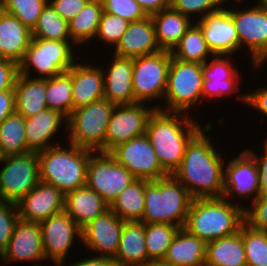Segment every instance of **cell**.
<instances>
[{
  "label": "cell",
  "mask_w": 267,
  "mask_h": 266,
  "mask_svg": "<svg viewBox=\"0 0 267 266\" xmlns=\"http://www.w3.org/2000/svg\"><path fill=\"white\" fill-rule=\"evenodd\" d=\"M211 129L208 122L189 141L179 168L172 174L193 198H222L224 194V159L206 135Z\"/></svg>",
  "instance_id": "6da1fadb"
},
{
  "label": "cell",
  "mask_w": 267,
  "mask_h": 266,
  "mask_svg": "<svg viewBox=\"0 0 267 266\" xmlns=\"http://www.w3.org/2000/svg\"><path fill=\"white\" fill-rule=\"evenodd\" d=\"M201 129V124L185 113L156 109L150 116L145 134L168 175L179 168L187 144Z\"/></svg>",
  "instance_id": "7a4b0ae2"
},
{
  "label": "cell",
  "mask_w": 267,
  "mask_h": 266,
  "mask_svg": "<svg viewBox=\"0 0 267 266\" xmlns=\"http://www.w3.org/2000/svg\"><path fill=\"white\" fill-rule=\"evenodd\" d=\"M242 204L225 198H194L183 229L204 240L228 237L236 234L245 222Z\"/></svg>",
  "instance_id": "3957f363"
},
{
  "label": "cell",
  "mask_w": 267,
  "mask_h": 266,
  "mask_svg": "<svg viewBox=\"0 0 267 266\" xmlns=\"http://www.w3.org/2000/svg\"><path fill=\"white\" fill-rule=\"evenodd\" d=\"M37 152L39 179L59 189L64 195L86 186L87 166L92 150L70 144Z\"/></svg>",
  "instance_id": "277c9868"
},
{
  "label": "cell",
  "mask_w": 267,
  "mask_h": 266,
  "mask_svg": "<svg viewBox=\"0 0 267 266\" xmlns=\"http://www.w3.org/2000/svg\"><path fill=\"white\" fill-rule=\"evenodd\" d=\"M190 192L173 176L145 180L143 223H167L183 228L193 201Z\"/></svg>",
  "instance_id": "5b68a950"
},
{
  "label": "cell",
  "mask_w": 267,
  "mask_h": 266,
  "mask_svg": "<svg viewBox=\"0 0 267 266\" xmlns=\"http://www.w3.org/2000/svg\"><path fill=\"white\" fill-rule=\"evenodd\" d=\"M115 104L106 98L74 109L67 117L65 128L69 144L94 152H105V135Z\"/></svg>",
  "instance_id": "8992f818"
},
{
  "label": "cell",
  "mask_w": 267,
  "mask_h": 266,
  "mask_svg": "<svg viewBox=\"0 0 267 266\" xmlns=\"http://www.w3.org/2000/svg\"><path fill=\"white\" fill-rule=\"evenodd\" d=\"M203 80V64L184 62L171 56L167 87L163 97L167 109L158 105L157 109L189 114V109L202 100Z\"/></svg>",
  "instance_id": "52a82bcc"
},
{
  "label": "cell",
  "mask_w": 267,
  "mask_h": 266,
  "mask_svg": "<svg viewBox=\"0 0 267 266\" xmlns=\"http://www.w3.org/2000/svg\"><path fill=\"white\" fill-rule=\"evenodd\" d=\"M72 46H75L73 41L32 38L19 63V74L30 77L31 68L37 71L38 78L43 79L66 73L76 62Z\"/></svg>",
  "instance_id": "ba28073f"
},
{
  "label": "cell",
  "mask_w": 267,
  "mask_h": 266,
  "mask_svg": "<svg viewBox=\"0 0 267 266\" xmlns=\"http://www.w3.org/2000/svg\"><path fill=\"white\" fill-rule=\"evenodd\" d=\"M171 52L161 50L157 53L133 58V94L138 103L158 100L164 97Z\"/></svg>",
  "instance_id": "9c48e42d"
},
{
  "label": "cell",
  "mask_w": 267,
  "mask_h": 266,
  "mask_svg": "<svg viewBox=\"0 0 267 266\" xmlns=\"http://www.w3.org/2000/svg\"><path fill=\"white\" fill-rule=\"evenodd\" d=\"M0 170V200L18 203L40 181L37 152L3 156Z\"/></svg>",
  "instance_id": "30bf717a"
},
{
  "label": "cell",
  "mask_w": 267,
  "mask_h": 266,
  "mask_svg": "<svg viewBox=\"0 0 267 266\" xmlns=\"http://www.w3.org/2000/svg\"><path fill=\"white\" fill-rule=\"evenodd\" d=\"M136 178L110 153L93 152L90 155L86 186L100 195L109 205L119 193Z\"/></svg>",
  "instance_id": "8fae6325"
},
{
  "label": "cell",
  "mask_w": 267,
  "mask_h": 266,
  "mask_svg": "<svg viewBox=\"0 0 267 266\" xmlns=\"http://www.w3.org/2000/svg\"><path fill=\"white\" fill-rule=\"evenodd\" d=\"M110 154L136 179L155 181L168 176L146 134L118 145Z\"/></svg>",
  "instance_id": "7c38bea8"
},
{
  "label": "cell",
  "mask_w": 267,
  "mask_h": 266,
  "mask_svg": "<svg viewBox=\"0 0 267 266\" xmlns=\"http://www.w3.org/2000/svg\"><path fill=\"white\" fill-rule=\"evenodd\" d=\"M146 104L115 105L105 135V153H110L118 145L145 134L148 120L157 109L156 105L150 108L145 107Z\"/></svg>",
  "instance_id": "4fadbf2b"
},
{
  "label": "cell",
  "mask_w": 267,
  "mask_h": 266,
  "mask_svg": "<svg viewBox=\"0 0 267 266\" xmlns=\"http://www.w3.org/2000/svg\"><path fill=\"white\" fill-rule=\"evenodd\" d=\"M227 10L237 31L239 50L247 45L255 68L267 54V9L257 4L247 10Z\"/></svg>",
  "instance_id": "5bb4252c"
},
{
  "label": "cell",
  "mask_w": 267,
  "mask_h": 266,
  "mask_svg": "<svg viewBox=\"0 0 267 266\" xmlns=\"http://www.w3.org/2000/svg\"><path fill=\"white\" fill-rule=\"evenodd\" d=\"M39 225L45 258L52 259L55 266H63L75 237L81 240V228L65 211L52 215Z\"/></svg>",
  "instance_id": "9a60e30c"
},
{
  "label": "cell",
  "mask_w": 267,
  "mask_h": 266,
  "mask_svg": "<svg viewBox=\"0 0 267 266\" xmlns=\"http://www.w3.org/2000/svg\"><path fill=\"white\" fill-rule=\"evenodd\" d=\"M235 195L240 197V200H247L252 197L251 203L259 197L258 166L246 150L239 153V156L232 158L224 169L223 198L226 200H230V197L235 199Z\"/></svg>",
  "instance_id": "2e32d148"
},
{
  "label": "cell",
  "mask_w": 267,
  "mask_h": 266,
  "mask_svg": "<svg viewBox=\"0 0 267 266\" xmlns=\"http://www.w3.org/2000/svg\"><path fill=\"white\" fill-rule=\"evenodd\" d=\"M124 221L110 209L97 216L81 229L82 244L97 256L112 257L117 254Z\"/></svg>",
  "instance_id": "e0dca14e"
},
{
  "label": "cell",
  "mask_w": 267,
  "mask_h": 266,
  "mask_svg": "<svg viewBox=\"0 0 267 266\" xmlns=\"http://www.w3.org/2000/svg\"><path fill=\"white\" fill-rule=\"evenodd\" d=\"M195 22L213 55H231L239 51V38L227 8L207 14Z\"/></svg>",
  "instance_id": "ac0fdd59"
},
{
  "label": "cell",
  "mask_w": 267,
  "mask_h": 266,
  "mask_svg": "<svg viewBox=\"0 0 267 266\" xmlns=\"http://www.w3.org/2000/svg\"><path fill=\"white\" fill-rule=\"evenodd\" d=\"M17 204L19 219L40 223L65 209V195L51 184H38Z\"/></svg>",
  "instance_id": "d6986e66"
},
{
  "label": "cell",
  "mask_w": 267,
  "mask_h": 266,
  "mask_svg": "<svg viewBox=\"0 0 267 266\" xmlns=\"http://www.w3.org/2000/svg\"><path fill=\"white\" fill-rule=\"evenodd\" d=\"M2 262L46 261L39 223L19 219L14 227L9 245L0 256Z\"/></svg>",
  "instance_id": "ffe728a7"
},
{
  "label": "cell",
  "mask_w": 267,
  "mask_h": 266,
  "mask_svg": "<svg viewBox=\"0 0 267 266\" xmlns=\"http://www.w3.org/2000/svg\"><path fill=\"white\" fill-rule=\"evenodd\" d=\"M229 58L232 60L230 55H213L210 62L206 61L203 64L202 98L204 100L230 95L240 90L237 87L240 73Z\"/></svg>",
  "instance_id": "44dd1931"
},
{
  "label": "cell",
  "mask_w": 267,
  "mask_h": 266,
  "mask_svg": "<svg viewBox=\"0 0 267 266\" xmlns=\"http://www.w3.org/2000/svg\"><path fill=\"white\" fill-rule=\"evenodd\" d=\"M112 58L108 70L101 68L104 77V98L115 105L138 103L133 94V58L114 54Z\"/></svg>",
  "instance_id": "7402d4cb"
},
{
  "label": "cell",
  "mask_w": 267,
  "mask_h": 266,
  "mask_svg": "<svg viewBox=\"0 0 267 266\" xmlns=\"http://www.w3.org/2000/svg\"><path fill=\"white\" fill-rule=\"evenodd\" d=\"M114 48L115 56L127 58L151 55L161 51L156 41L151 16L129 22L126 31Z\"/></svg>",
  "instance_id": "603a6c76"
},
{
  "label": "cell",
  "mask_w": 267,
  "mask_h": 266,
  "mask_svg": "<svg viewBox=\"0 0 267 266\" xmlns=\"http://www.w3.org/2000/svg\"><path fill=\"white\" fill-rule=\"evenodd\" d=\"M99 66L75 64L67 71L72 80L73 110L104 98V77Z\"/></svg>",
  "instance_id": "cb8c5ba5"
},
{
  "label": "cell",
  "mask_w": 267,
  "mask_h": 266,
  "mask_svg": "<svg viewBox=\"0 0 267 266\" xmlns=\"http://www.w3.org/2000/svg\"><path fill=\"white\" fill-rule=\"evenodd\" d=\"M64 121V125L67 124L65 115L57 110L48 108L38 112L36 115L25 118L27 147L32 152H39L56 146V144L51 143V140L59 131V128L62 127Z\"/></svg>",
  "instance_id": "d4e9b609"
},
{
  "label": "cell",
  "mask_w": 267,
  "mask_h": 266,
  "mask_svg": "<svg viewBox=\"0 0 267 266\" xmlns=\"http://www.w3.org/2000/svg\"><path fill=\"white\" fill-rule=\"evenodd\" d=\"M32 41V31L14 15L0 9V53L4 59L20 63Z\"/></svg>",
  "instance_id": "484cf974"
},
{
  "label": "cell",
  "mask_w": 267,
  "mask_h": 266,
  "mask_svg": "<svg viewBox=\"0 0 267 266\" xmlns=\"http://www.w3.org/2000/svg\"><path fill=\"white\" fill-rule=\"evenodd\" d=\"M109 209L110 205L87 186L77 188L65 195L64 211L81 229Z\"/></svg>",
  "instance_id": "4316f807"
},
{
  "label": "cell",
  "mask_w": 267,
  "mask_h": 266,
  "mask_svg": "<svg viewBox=\"0 0 267 266\" xmlns=\"http://www.w3.org/2000/svg\"><path fill=\"white\" fill-rule=\"evenodd\" d=\"M114 260L117 266H142L150 261L145 242V223L124 222Z\"/></svg>",
  "instance_id": "83f0119b"
},
{
  "label": "cell",
  "mask_w": 267,
  "mask_h": 266,
  "mask_svg": "<svg viewBox=\"0 0 267 266\" xmlns=\"http://www.w3.org/2000/svg\"><path fill=\"white\" fill-rule=\"evenodd\" d=\"M207 243L180 228L163 259L171 266H205Z\"/></svg>",
  "instance_id": "f1b7e54d"
},
{
  "label": "cell",
  "mask_w": 267,
  "mask_h": 266,
  "mask_svg": "<svg viewBox=\"0 0 267 266\" xmlns=\"http://www.w3.org/2000/svg\"><path fill=\"white\" fill-rule=\"evenodd\" d=\"M16 112L24 118L47 109L46 78H34L19 74L15 82Z\"/></svg>",
  "instance_id": "f546056e"
},
{
  "label": "cell",
  "mask_w": 267,
  "mask_h": 266,
  "mask_svg": "<svg viewBox=\"0 0 267 266\" xmlns=\"http://www.w3.org/2000/svg\"><path fill=\"white\" fill-rule=\"evenodd\" d=\"M151 18L159 48L170 52L179 43L193 21L171 7L152 14Z\"/></svg>",
  "instance_id": "4dcf8cb0"
},
{
  "label": "cell",
  "mask_w": 267,
  "mask_h": 266,
  "mask_svg": "<svg viewBox=\"0 0 267 266\" xmlns=\"http://www.w3.org/2000/svg\"><path fill=\"white\" fill-rule=\"evenodd\" d=\"M205 265L247 266L241 233L207 242Z\"/></svg>",
  "instance_id": "1f68e13d"
},
{
  "label": "cell",
  "mask_w": 267,
  "mask_h": 266,
  "mask_svg": "<svg viewBox=\"0 0 267 266\" xmlns=\"http://www.w3.org/2000/svg\"><path fill=\"white\" fill-rule=\"evenodd\" d=\"M145 208V180L135 179L110 204V210L124 222L142 221Z\"/></svg>",
  "instance_id": "d6a6232c"
},
{
  "label": "cell",
  "mask_w": 267,
  "mask_h": 266,
  "mask_svg": "<svg viewBox=\"0 0 267 266\" xmlns=\"http://www.w3.org/2000/svg\"><path fill=\"white\" fill-rule=\"evenodd\" d=\"M102 11L100 0H89L82 10L68 22L69 35L75 44H84V42L86 44L94 40Z\"/></svg>",
  "instance_id": "836d02e7"
},
{
  "label": "cell",
  "mask_w": 267,
  "mask_h": 266,
  "mask_svg": "<svg viewBox=\"0 0 267 266\" xmlns=\"http://www.w3.org/2000/svg\"><path fill=\"white\" fill-rule=\"evenodd\" d=\"M0 151L3 156L32 152L27 147L25 118L14 112L0 124Z\"/></svg>",
  "instance_id": "e575fe53"
},
{
  "label": "cell",
  "mask_w": 267,
  "mask_h": 266,
  "mask_svg": "<svg viewBox=\"0 0 267 266\" xmlns=\"http://www.w3.org/2000/svg\"><path fill=\"white\" fill-rule=\"evenodd\" d=\"M171 54L177 60L200 64H205L209 60L207 56L213 55L207 46L201 28L194 22L173 48Z\"/></svg>",
  "instance_id": "d590c367"
},
{
  "label": "cell",
  "mask_w": 267,
  "mask_h": 266,
  "mask_svg": "<svg viewBox=\"0 0 267 266\" xmlns=\"http://www.w3.org/2000/svg\"><path fill=\"white\" fill-rule=\"evenodd\" d=\"M45 98L48 109L57 110L68 117L73 111L71 76L66 72L46 78Z\"/></svg>",
  "instance_id": "8d00e7d4"
},
{
  "label": "cell",
  "mask_w": 267,
  "mask_h": 266,
  "mask_svg": "<svg viewBox=\"0 0 267 266\" xmlns=\"http://www.w3.org/2000/svg\"><path fill=\"white\" fill-rule=\"evenodd\" d=\"M32 31V38L55 41H72L68 22L64 20L49 2L43 7L41 15Z\"/></svg>",
  "instance_id": "74e56055"
},
{
  "label": "cell",
  "mask_w": 267,
  "mask_h": 266,
  "mask_svg": "<svg viewBox=\"0 0 267 266\" xmlns=\"http://www.w3.org/2000/svg\"><path fill=\"white\" fill-rule=\"evenodd\" d=\"M180 227L167 223H145V242L149 260H163Z\"/></svg>",
  "instance_id": "f35d334b"
},
{
  "label": "cell",
  "mask_w": 267,
  "mask_h": 266,
  "mask_svg": "<svg viewBox=\"0 0 267 266\" xmlns=\"http://www.w3.org/2000/svg\"><path fill=\"white\" fill-rule=\"evenodd\" d=\"M239 232L243 239L247 266H267V238L264 231L253 229L244 222Z\"/></svg>",
  "instance_id": "ab89813d"
},
{
  "label": "cell",
  "mask_w": 267,
  "mask_h": 266,
  "mask_svg": "<svg viewBox=\"0 0 267 266\" xmlns=\"http://www.w3.org/2000/svg\"><path fill=\"white\" fill-rule=\"evenodd\" d=\"M48 0H0L1 8L14 15L23 25L33 29Z\"/></svg>",
  "instance_id": "60d3db41"
},
{
  "label": "cell",
  "mask_w": 267,
  "mask_h": 266,
  "mask_svg": "<svg viewBox=\"0 0 267 266\" xmlns=\"http://www.w3.org/2000/svg\"><path fill=\"white\" fill-rule=\"evenodd\" d=\"M129 22L120 16L102 11L98 32L95 36L113 48L119 43L123 33L126 31ZM115 45V46H114Z\"/></svg>",
  "instance_id": "b9f144b4"
},
{
  "label": "cell",
  "mask_w": 267,
  "mask_h": 266,
  "mask_svg": "<svg viewBox=\"0 0 267 266\" xmlns=\"http://www.w3.org/2000/svg\"><path fill=\"white\" fill-rule=\"evenodd\" d=\"M19 220L16 203L0 200V256L7 249L15 224Z\"/></svg>",
  "instance_id": "7bdbcfd3"
},
{
  "label": "cell",
  "mask_w": 267,
  "mask_h": 266,
  "mask_svg": "<svg viewBox=\"0 0 267 266\" xmlns=\"http://www.w3.org/2000/svg\"><path fill=\"white\" fill-rule=\"evenodd\" d=\"M225 2L227 0H173L170 7L189 18L191 14H201L200 19L220 10Z\"/></svg>",
  "instance_id": "ee69618b"
},
{
  "label": "cell",
  "mask_w": 267,
  "mask_h": 266,
  "mask_svg": "<svg viewBox=\"0 0 267 266\" xmlns=\"http://www.w3.org/2000/svg\"><path fill=\"white\" fill-rule=\"evenodd\" d=\"M103 11L120 16L128 22H135L146 18L144 12L136 0H101Z\"/></svg>",
  "instance_id": "f6af8a7d"
},
{
  "label": "cell",
  "mask_w": 267,
  "mask_h": 266,
  "mask_svg": "<svg viewBox=\"0 0 267 266\" xmlns=\"http://www.w3.org/2000/svg\"><path fill=\"white\" fill-rule=\"evenodd\" d=\"M244 210L245 223L257 230L267 229V197L259 196Z\"/></svg>",
  "instance_id": "bcb514c9"
},
{
  "label": "cell",
  "mask_w": 267,
  "mask_h": 266,
  "mask_svg": "<svg viewBox=\"0 0 267 266\" xmlns=\"http://www.w3.org/2000/svg\"><path fill=\"white\" fill-rule=\"evenodd\" d=\"M19 75V64L9 59L0 61V92L12 90Z\"/></svg>",
  "instance_id": "7dc6e473"
},
{
  "label": "cell",
  "mask_w": 267,
  "mask_h": 266,
  "mask_svg": "<svg viewBox=\"0 0 267 266\" xmlns=\"http://www.w3.org/2000/svg\"><path fill=\"white\" fill-rule=\"evenodd\" d=\"M89 0H48L54 10L67 22L77 15Z\"/></svg>",
  "instance_id": "c3c4849f"
},
{
  "label": "cell",
  "mask_w": 267,
  "mask_h": 266,
  "mask_svg": "<svg viewBox=\"0 0 267 266\" xmlns=\"http://www.w3.org/2000/svg\"><path fill=\"white\" fill-rule=\"evenodd\" d=\"M267 87V86H266ZM258 88L256 91L253 90L252 93H245L241 96L238 95L237 99L244 102L245 105H251L255 109L259 110L262 115L267 116V88Z\"/></svg>",
  "instance_id": "681fc988"
},
{
  "label": "cell",
  "mask_w": 267,
  "mask_h": 266,
  "mask_svg": "<svg viewBox=\"0 0 267 266\" xmlns=\"http://www.w3.org/2000/svg\"><path fill=\"white\" fill-rule=\"evenodd\" d=\"M256 161L259 171V196L267 197V139L264 143V154L260 157L255 151L245 149Z\"/></svg>",
  "instance_id": "f907efd6"
},
{
  "label": "cell",
  "mask_w": 267,
  "mask_h": 266,
  "mask_svg": "<svg viewBox=\"0 0 267 266\" xmlns=\"http://www.w3.org/2000/svg\"><path fill=\"white\" fill-rule=\"evenodd\" d=\"M14 112H16L14 89L0 92V124Z\"/></svg>",
  "instance_id": "816d5d0a"
},
{
  "label": "cell",
  "mask_w": 267,
  "mask_h": 266,
  "mask_svg": "<svg viewBox=\"0 0 267 266\" xmlns=\"http://www.w3.org/2000/svg\"><path fill=\"white\" fill-rule=\"evenodd\" d=\"M136 1L148 16L158 13L161 10L170 8L171 6L169 0H136Z\"/></svg>",
  "instance_id": "f5cc1de1"
},
{
  "label": "cell",
  "mask_w": 267,
  "mask_h": 266,
  "mask_svg": "<svg viewBox=\"0 0 267 266\" xmlns=\"http://www.w3.org/2000/svg\"><path fill=\"white\" fill-rule=\"evenodd\" d=\"M65 266V265H64ZM67 266H117L116 261L112 257H103L96 256L91 258L83 259L80 262H76L74 264H70Z\"/></svg>",
  "instance_id": "db71d44e"
},
{
  "label": "cell",
  "mask_w": 267,
  "mask_h": 266,
  "mask_svg": "<svg viewBox=\"0 0 267 266\" xmlns=\"http://www.w3.org/2000/svg\"><path fill=\"white\" fill-rule=\"evenodd\" d=\"M142 266H171V265L167 264L163 260H156V261L155 260H150V261H147Z\"/></svg>",
  "instance_id": "11a10c76"
},
{
  "label": "cell",
  "mask_w": 267,
  "mask_h": 266,
  "mask_svg": "<svg viewBox=\"0 0 267 266\" xmlns=\"http://www.w3.org/2000/svg\"><path fill=\"white\" fill-rule=\"evenodd\" d=\"M267 61V54L262 58V60L255 66L257 69L260 68V66L264 64V62Z\"/></svg>",
  "instance_id": "9f6ffc18"
},
{
  "label": "cell",
  "mask_w": 267,
  "mask_h": 266,
  "mask_svg": "<svg viewBox=\"0 0 267 266\" xmlns=\"http://www.w3.org/2000/svg\"><path fill=\"white\" fill-rule=\"evenodd\" d=\"M259 2L258 5L264 7L265 9H267V0H257Z\"/></svg>",
  "instance_id": "6f0895ef"
},
{
  "label": "cell",
  "mask_w": 267,
  "mask_h": 266,
  "mask_svg": "<svg viewBox=\"0 0 267 266\" xmlns=\"http://www.w3.org/2000/svg\"><path fill=\"white\" fill-rule=\"evenodd\" d=\"M2 159H3V155H2V153L0 151V163L2 162Z\"/></svg>",
  "instance_id": "680465c9"
},
{
  "label": "cell",
  "mask_w": 267,
  "mask_h": 266,
  "mask_svg": "<svg viewBox=\"0 0 267 266\" xmlns=\"http://www.w3.org/2000/svg\"><path fill=\"white\" fill-rule=\"evenodd\" d=\"M234 1H236L238 3H242L243 0H234Z\"/></svg>",
  "instance_id": "91938a15"
},
{
  "label": "cell",
  "mask_w": 267,
  "mask_h": 266,
  "mask_svg": "<svg viewBox=\"0 0 267 266\" xmlns=\"http://www.w3.org/2000/svg\"><path fill=\"white\" fill-rule=\"evenodd\" d=\"M265 235H266V238H267V229L263 230Z\"/></svg>",
  "instance_id": "94428289"
},
{
  "label": "cell",
  "mask_w": 267,
  "mask_h": 266,
  "mask_svg": "<svg viewBox=\"0 0 267 266\" xmlns=\"http://www.w3.org/2000/svg\"><path fill=\"white\" fill-rule=\"evenodd\" d=\"M3 59H4V58H3V56H2L1 53H0V61L3 60Z\"/></svg>",
  "instance_id": "6125c7cd"
}]
</instances>
